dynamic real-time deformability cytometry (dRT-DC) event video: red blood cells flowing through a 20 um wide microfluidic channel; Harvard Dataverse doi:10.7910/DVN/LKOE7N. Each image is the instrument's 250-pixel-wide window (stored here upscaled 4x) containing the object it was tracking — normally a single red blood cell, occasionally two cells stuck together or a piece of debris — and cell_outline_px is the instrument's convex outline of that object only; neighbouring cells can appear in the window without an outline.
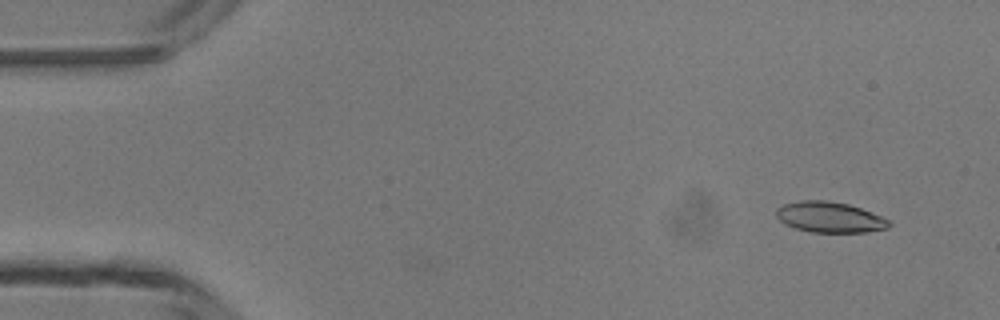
{"species": "common noctule bat (a hibernating species)", "species_latin": "Nyctalus noctula", "temperature_condition": "room temperature", "stored_images_in_passage": 4, "camera_frame_rate_fps": 3000, "um_per_image_px": 0.085, "animal": {"sex": "male", "body_mass_g": 13.3}, "frame": {"image": 1, "passage_image": 1, "time_ms": 0.0, "image_size_px": [1000, 320], "cell_outline_px": [[892, 224], [888, 228], [868, 232], [812, 232], [796, 228], [784, 224], [776, 216], [776, 208], [784, 204], [800, 200], [828, 200], [848, 204], [860, 208], [892, 220]], "centroid_in_image_um": [70.55, 18.46], "position_along_channel_um": 14.5, "area_um2": 20.29}}
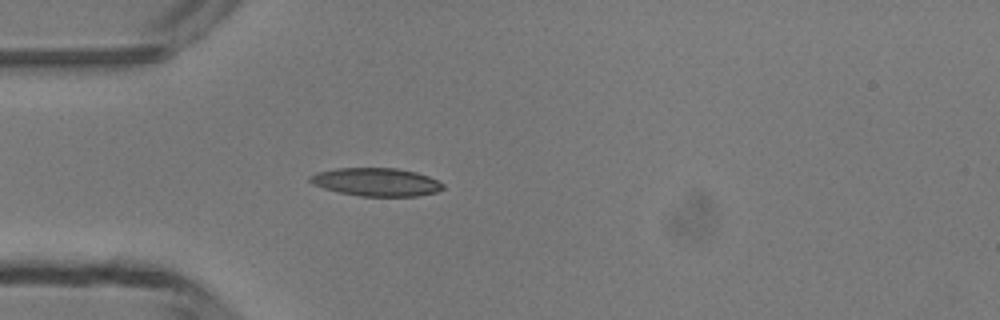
{"frame": {"image": 2, "passage_image": 4, "time_ms": 3.333, "image_size_px": [1000, 320], "cell_outline_px": [[444, 188], [436, 192], [416, 196], [360, 196], [340, 192], [324, 188], [312, 184], [308, 180], [308, 176], [316, 172], [336, 168], [396, 168], [416, 172], [428, 176], [444, 184]], "centroid_in_image_um": [31.95, 15.46], "position_along_channel_um": 53.0, "area_um2": 21.79}}